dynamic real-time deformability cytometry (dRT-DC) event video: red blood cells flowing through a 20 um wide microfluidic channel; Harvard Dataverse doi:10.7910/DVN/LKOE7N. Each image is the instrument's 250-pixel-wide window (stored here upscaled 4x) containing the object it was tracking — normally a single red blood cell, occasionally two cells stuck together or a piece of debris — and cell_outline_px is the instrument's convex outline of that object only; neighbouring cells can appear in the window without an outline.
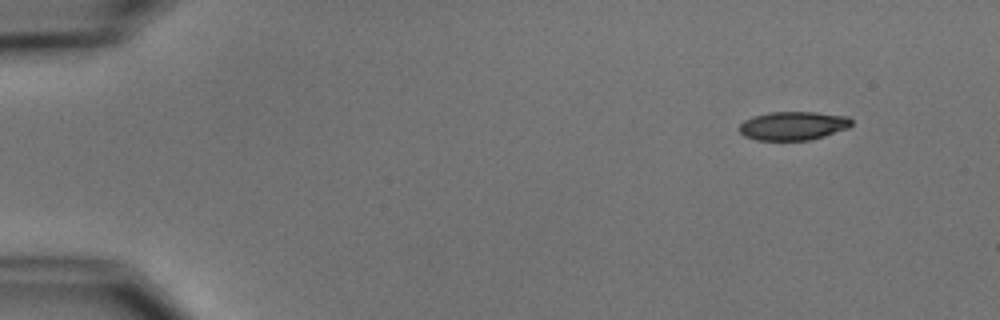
{"species": "common noctule bat (a hibernating species)", "species_latin": "Nyctalus noctula", "temperature_condition": "cold", "stored_images_in_passage": 4, "camera_frame_rate_fps": 3000, "um_per_image_px": 0.085, "animal": {"sex": "male", "body_mass_g": 15.6}, "frame": {"image": 1, "passage_image": 1, "time_ms": 0.0, "image_size_px": [1000, 320], "cell_outline_px": [[852, 124], [848, 128], [824, 136], [808, 140], [756, 140], [744, 136], [740, 132], [740, 124], [744, 120], [752, 116], [768, 112], [816, 112], [848, 116], [852, 120]], "centroid_in_image_um": [67.41, 10.68], "position_along_channel_um": 17.6, "area_um2": 18.79}}
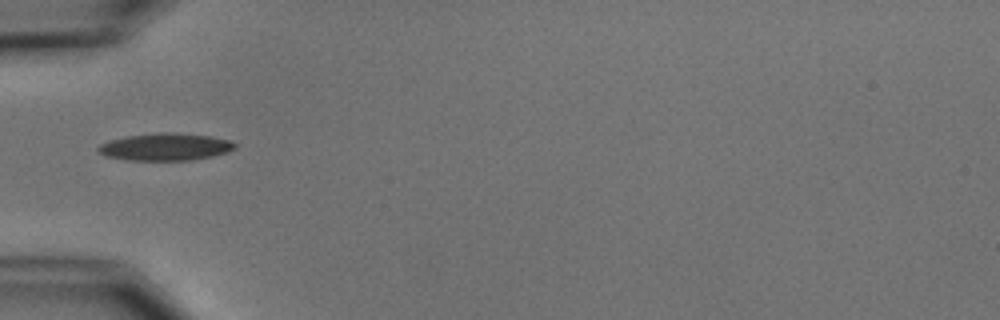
{"frame": {"image": 2, "passage_image": 4, "time_ms": 4.333, "image_size_px": [1000, 320], "cell_outline_px": [[236, 148], [228, 152], [212, 156], [192, 160], [124, 160], [104, 156], [96, 148], [100, 144], [112, 140], [128, 136], [156, 132], [172, 132], [212, 136], [228, 140], [236, 144]], "centroid_in_image_um": [14.06, 12.48], "position_along_channel_um": 70.9, "area_um2": 21.79}}